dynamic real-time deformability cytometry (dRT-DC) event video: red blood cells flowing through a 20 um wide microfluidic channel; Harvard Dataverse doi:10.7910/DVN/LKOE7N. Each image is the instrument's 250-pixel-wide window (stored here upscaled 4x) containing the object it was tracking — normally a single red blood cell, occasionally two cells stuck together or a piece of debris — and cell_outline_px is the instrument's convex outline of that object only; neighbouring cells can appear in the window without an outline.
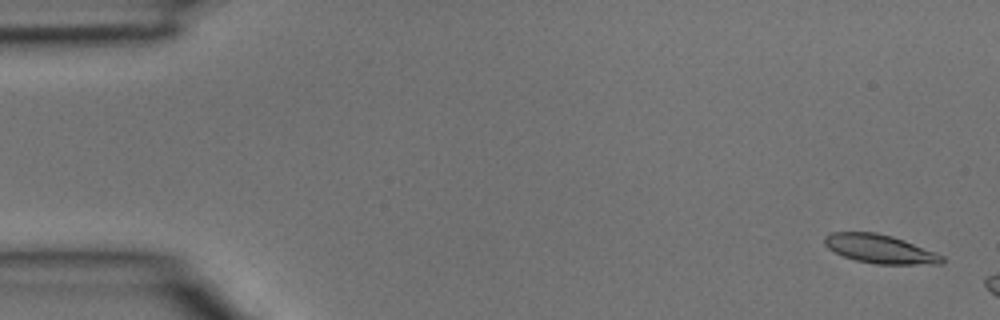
{"species": "common noctule bat (a hibernating species)", "species_latin": "Nyctalus noctula", "temperature_condition": "room temperature", "stored_images_in_passage": 3, "camera_frame_rate_fps": 3000, "um_per_image_px": 0.085, "animal": {"sex": "male", "body_mass_g": 15.6}, "frame": {"image": 1, "passage_image": 1, "time_ms": 0.0, "image_size_px": [1000, 320], "cell_outline_px": [[944, 264], [876, 264], [856, 260], [844, 256], [828, 248], [824, 244], [824, 236], [832, 232], [876, 232], [892, 236], [904, 240], [936, 252], [944, 256]], "centroid_in_image_um": [74.82, 21.16], "position_along_channel_um": 10.2, "area_um2": 19.65}}